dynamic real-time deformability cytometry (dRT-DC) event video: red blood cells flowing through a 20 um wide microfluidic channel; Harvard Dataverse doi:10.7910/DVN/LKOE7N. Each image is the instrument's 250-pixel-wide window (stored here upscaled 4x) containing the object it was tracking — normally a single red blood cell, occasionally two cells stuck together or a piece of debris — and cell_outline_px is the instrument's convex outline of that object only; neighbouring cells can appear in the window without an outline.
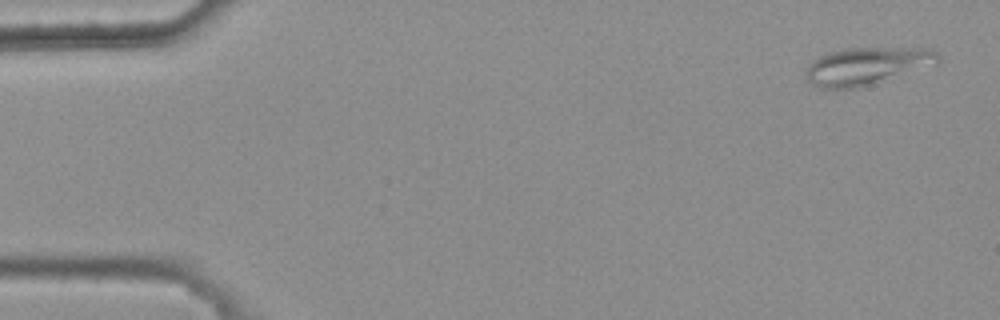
{"species": "common noctule bat (a hibernating species)", "species_latin": "Nyctalus noctula", "temperature_condition": "warm", "stored_images_in_passage": 5, "camera_frame_rate_fps": 3000, "um_per_image_px": 0.085, "animal": {"sex": "female", "body_mass_g": 25.1}, "frame": {"image": 1, "passage_image": 1, "time_ms": 0.0, "image_size_px": [1000, 320], "cell_outline_px": [[940, 60], [936, 64], [860, 88], [820, 88], [812, 84], [804, 76], [804, 68], [812, 60], [828, 52], [844, 48], [928, 48], [936, 52], [940, 56]], "centroid_in_image_um": [73.63, 5.61], "position_along_channel_um": 11.4, "area_um2": 29.02}}